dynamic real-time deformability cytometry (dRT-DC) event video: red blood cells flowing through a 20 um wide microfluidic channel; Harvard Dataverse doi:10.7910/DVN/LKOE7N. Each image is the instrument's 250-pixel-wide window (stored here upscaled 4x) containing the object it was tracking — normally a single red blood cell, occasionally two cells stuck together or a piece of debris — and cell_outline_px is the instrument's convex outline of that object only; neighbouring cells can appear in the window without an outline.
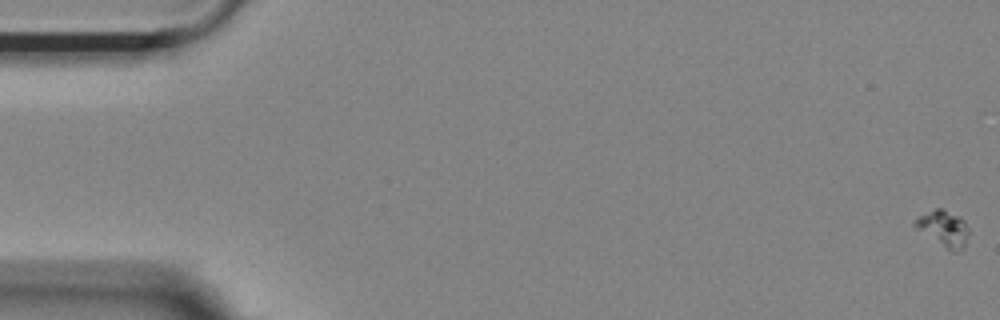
{"species": "Egyptian fruit bat (a non-hibernating species)", "species_latin": "Rousettus aegyptiacus", "temperature_condition": "room temperature", "stored_images_in_passage": 15, "camera_frame_rate_fps": 3000, "um_per_image_px": 0.085, "animal": {"sex": "female"}, "frame": {"image": 1, "passage_image": 1, "time_ms": 0.0, "image_size_px": [1000, 320], "cell_outline_px": [[968, 236], [964, 248], [960, 252], [952, 252], [916, 228], [912, 224], [920, 216], [936, 208], [940, 208], [960, 216], [964, 220], [968, 228]], "centroid_in_image_um": [80.25, 19.44], "position_along_channel_um": 4.8, "area_um2": 11.1}}
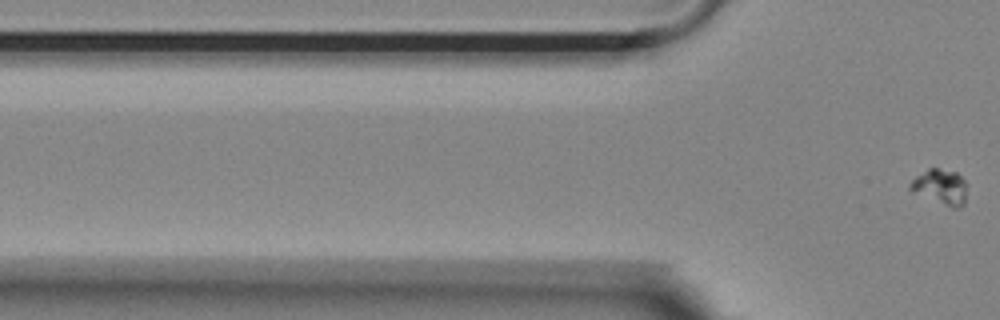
{"frame": {"image": 2, "passage_image": 15, "time_ms": 4.667, "image_size_px": [1000, 320], "cell_outline_px": [[964, 204], [960, 208], [952, 208], [908, 188], [908, 184], [916, 176], [928, 168], [936, 168], [956, 172], [964, 180]], "centroid_in_image_um": [79.93, 15.86], "position_along_channel_um": 45.9, "area_um2": 11.16}}